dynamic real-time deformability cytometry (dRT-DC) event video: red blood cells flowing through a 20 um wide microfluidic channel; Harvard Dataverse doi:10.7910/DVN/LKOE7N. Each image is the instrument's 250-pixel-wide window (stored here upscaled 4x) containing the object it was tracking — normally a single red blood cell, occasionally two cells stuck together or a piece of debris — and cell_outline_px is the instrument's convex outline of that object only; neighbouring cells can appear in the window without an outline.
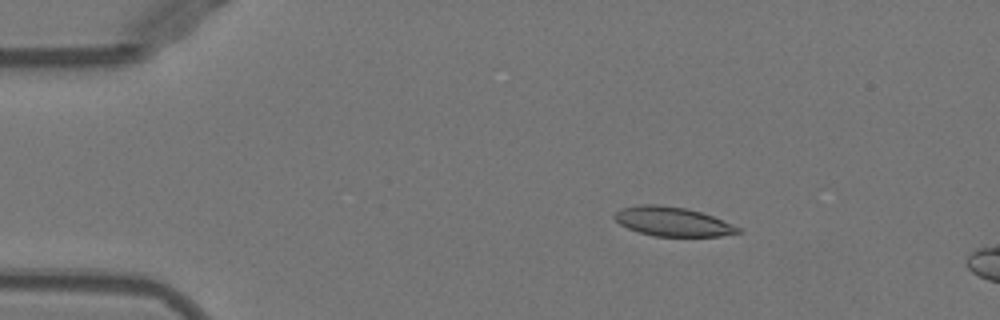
{"species": "Egyptian fruit bat (a non-hibernating species)", "species_latin": "Rousettus aegyptiacus", "temperature_condition": "warm", "stored_images_in_passage": 12, "camera_frame_rate_fps": 3000, "um_per_image_px": 0.085, "animal": {"sex": "female"}, "frame": {"image": 1, "passage_image": 7, "time_ms": 2.0, "image_size_px": [1000, 320], "cell_outline_px": [[740, 232], [720, 236], [652, 236], [628, 228], [620, 224], [612, 216], [620, 208], [640, 204], [656, 204], [684, 208], [700, 212], [712, 216], [740, 228]], "centroid_in_image_um": [57.11, 18.83], "position_along_channel_um": 27.9, "area_um2": 20.75}}